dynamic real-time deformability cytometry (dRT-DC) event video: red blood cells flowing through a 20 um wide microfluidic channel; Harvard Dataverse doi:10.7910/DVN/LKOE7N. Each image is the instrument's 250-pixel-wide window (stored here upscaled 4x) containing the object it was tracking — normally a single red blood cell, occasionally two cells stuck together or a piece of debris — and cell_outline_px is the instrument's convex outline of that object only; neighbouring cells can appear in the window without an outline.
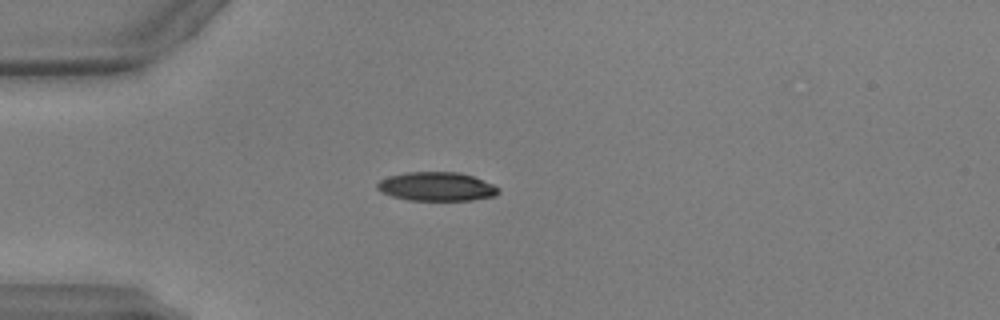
{"species": "common noctule bat (a hibernating species)", "species_latin": "Nyctalus noctula", "temperature_condition": "warm", "stored_images_in_passage": 51, "camera_frame_rate_fps": 3000, "um_per_image_px": 0.085, "animal": {"sex": "male", "body_mass_g": 17.9, "forearm_length_mm": 54.2}, "frame": {"image": 1, "passage_image": 14, "time_ms": 4.333, "image_size_px": [1000, 320], "cell_outline_px": [[500, 192], [496, 196], [472, 200], [408, 200], [392, 196], [380, 192], [376, 188], [376, 184], [380, 180], [388, 176], [408, 172], [460, 172], [472, 176], [492, 184], [500, 188]], "centroid_in_image_um": [37.11, 15.86], "position_along_channel_um": 47.9, "area_um2": 20.46}}
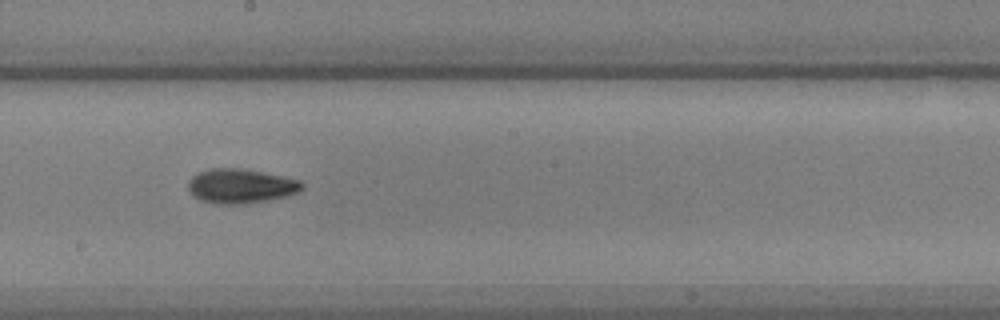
{"frame": {"image": 2, "passage_image": 29, "time_ms": 9.333, "image_size_px": [1000, 320], "cell_outline_px": [[304, 188], [300, 192], [288, 196], [268, 200], [240, 204], [216, 204], [200, 200], [192, 196], [188, 188], [188, 180], [192, 176], [200, 172], [212, 168], [240, 168], [264, 172], [284, 176], [300, 180], [304, 184]], "centroid_in_image_um": [20.48, 15.82], "position_along_channel_um": 227.7, "area_um2": 23.12}}
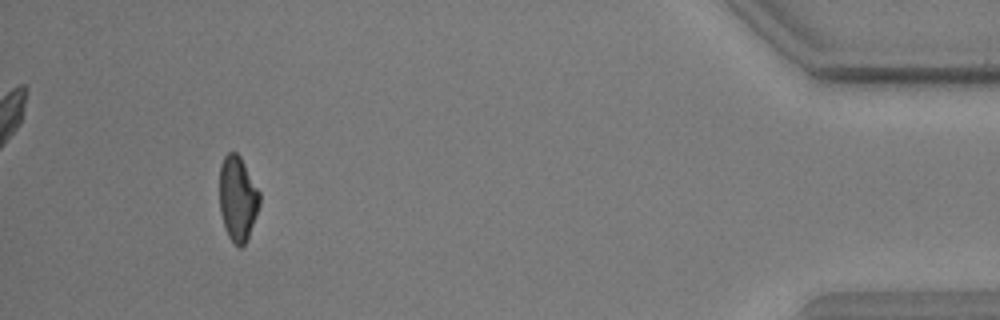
{"frame": {"image": 3, "passage_image": 48, "time_ms": 15.667, "image_size_px": [1000, 320], "cell_outline_px": [[260, 204], [256, 216], [248, 236], [244, 244], [240, 248], [232, 244], [224, 228], [220, 212], [220, 164], [224, 156], [228, 152], [236, 152], [240, 156], [260, 192]], "centroid_in_image_um": [20.19, 16.89], "position_along_channel_um": 415.0, "area_um2": 19.94}, "authors_computed_cell_mechanics": {"area_um2": 20.6924, "velocity_mm_per_s": 3.9262, "shape_relaxation_time_tau1_ms": 4.2064, "shape_relaxation_time_tau2_ms": 3.0622, "deformation_change_tau1": 0.1554, "deformation_change_tau2": 0.1029}}